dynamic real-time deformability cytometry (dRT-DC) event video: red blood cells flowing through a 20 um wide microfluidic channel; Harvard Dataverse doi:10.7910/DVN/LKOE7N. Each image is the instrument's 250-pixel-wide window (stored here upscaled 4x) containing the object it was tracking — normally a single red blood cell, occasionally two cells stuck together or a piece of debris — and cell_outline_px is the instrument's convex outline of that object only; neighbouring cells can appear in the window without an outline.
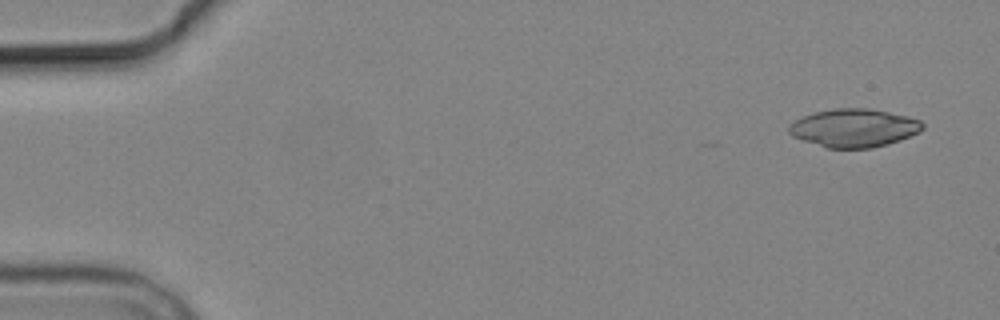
{"species": "common noctule bat (a hibernating species)", "species_latin": "Nyctalus noctula", "temperature_condition": "cold", "stored_images_in_passage": 4, "camera_frame_rate_fps": 3000, "um_per_image_px": 0.085, "animal": {"sex": "male", "body_mass_g": 19.2, "forearm_length_mm": 51.8}, "frame": {"image": 1, "passage_image": 1, "time_ms": 0.0, "image_size_px": [1000, 320], "cell_outline_px": [[924, 128], [920, 132], [900, 140], [888, 144], [872, 148], [828, 148], [792, 136], [788, 132], [788, 128], [796, 120], [804, 116], [816, 112], [832, 108], [868, 108], [908, 116], [920, 120], [924, 124]], "centroid_in_image_um": [72.63, 10.87], "position_along_channel_um": 12.4, "area_um2": 29.65}}